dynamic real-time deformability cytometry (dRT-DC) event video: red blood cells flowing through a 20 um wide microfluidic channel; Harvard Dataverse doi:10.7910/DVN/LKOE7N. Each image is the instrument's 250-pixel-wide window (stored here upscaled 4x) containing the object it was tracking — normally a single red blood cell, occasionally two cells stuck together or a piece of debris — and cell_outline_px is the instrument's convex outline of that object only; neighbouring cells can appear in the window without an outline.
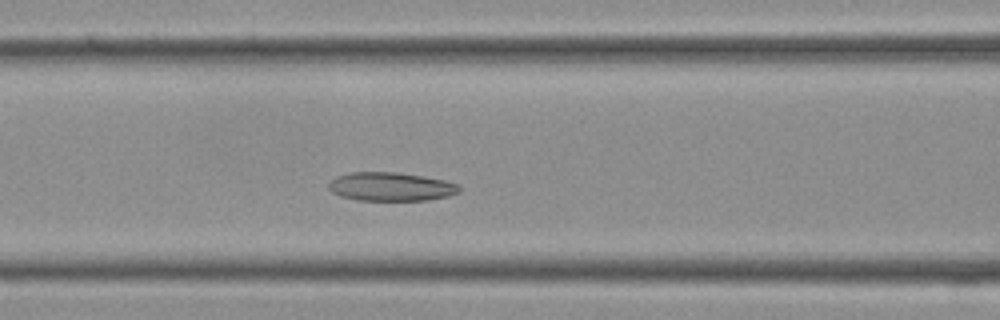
{"species": "Egyptian fruit bat (a non-hibernating species)", "species_latin": "Rousettus aegyptiacus", "temperature_condition": "cold", "stored_images_in_passage": 34, "camera_frame_rate_fps": 3000, "um_per_image_px": 0.085, "frame": {"image": 1, "passage_image": 11, "time_ms": 3.333, "image_size_px": [1000, 320], "cell_outline_px": [[460, 192], [448, 196], [428, 200], [356, 200], [340, 196], [332, 192], [328, 188], [328, 180], [336, 176], [348, 172], [396, 172], [424, 176], [444, 180], [456, 184], [460, 188]], "centroid_in_image_um": [33.17, 15.86], "position_along_channel_um": 133.4, "area_um2": 21.96}}
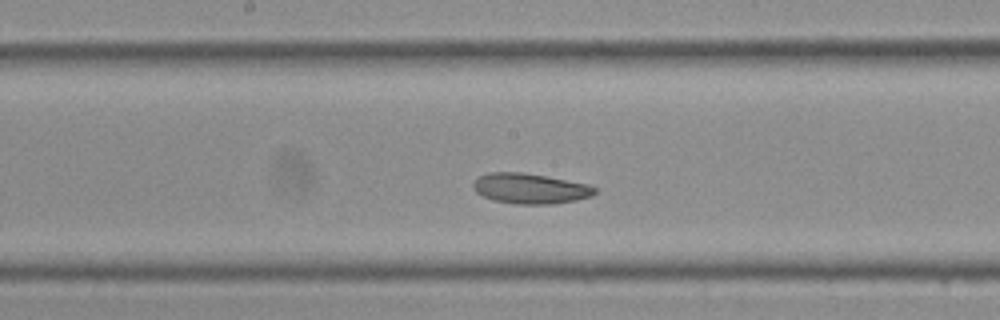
{"frame": {"image": 2, "passage_image": 15, "time_ms": 4.667, "image_size_px": [1000, 320], "cell_outline_px": [[596, 192], [592, 196], [576, 200], [552, 204], [516, 204], [496, 200], [484, 196], [476, 192], [472, 188], [472, 184], [480, 176], [488, 172], [520, 172], [544, 176], [588, 184], [596, 188]], "centroid_in_image_um": [45.06, 16.02], "position_along_channel_um": 203.1, "area_um2": 21.27}}
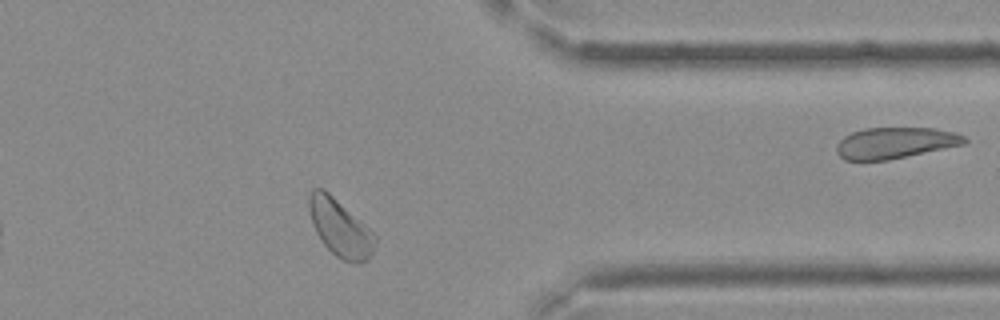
{"frame": {"image": 3, "passage_image": 26, "time_ms": 8.333, "image_size_px": [1000, 320], "cell_outline_px": [[376, 244], [368, 260], [356, 264], [344, 260], [336, 256], [324, 244], [316, 232], [312, 224], [308, 208], [308, 196], [312, 188], [324, 188], [368, 228], [376, 236]], "centroid_in_image_um": [28.88, 19.37], "position_along_channel_um": 382.5, "area_um2": 21.79}}